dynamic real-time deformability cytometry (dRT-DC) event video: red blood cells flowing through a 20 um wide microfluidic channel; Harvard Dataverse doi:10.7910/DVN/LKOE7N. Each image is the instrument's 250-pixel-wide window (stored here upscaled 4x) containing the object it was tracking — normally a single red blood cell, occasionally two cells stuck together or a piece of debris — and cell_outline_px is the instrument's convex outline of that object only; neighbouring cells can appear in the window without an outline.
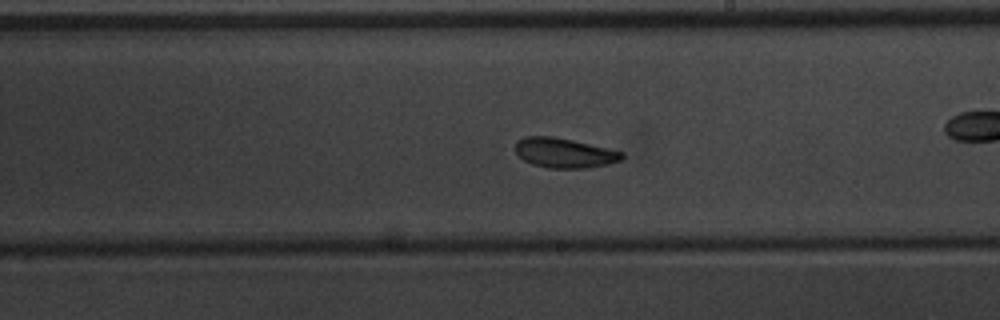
{"species": "common noctule bat (a hibernating species)", "species_latin": "Nyctalus noctula", "temperature_condition": "warm", "stored_images_in_passage": 53, "camera_frame_rate_fps": 3000, "um_per_image_px": 0.085, "animal": {"sex": "male", "body_mass_g": 20.1, "forearm_length_mm": 53.5}, "frame": {"image": 1, "passage_image": 31, "time_ms": 10.0, "image_size_px": [1000, 320], "cell_outline_px": [[624, 156], [620, 160], [608, 164], [588, 168], [548, 168], [532, 164], [524, 160], [516, 152], [516, 140], [524, 136], [552, 136], [572, 140], [608, 148], [624, 152]], "centroid_in_image_um": [47.96, 12.99], "position_along_channel_um": 241.0, "area_um2": 18.5}, "authors_computed_cell_mechanics": {"area_um2": 19.4786, "velocity_mm_per_s": 3.9349, "shape_relaxation_time_tau1_ms": 2.7321, "shape_relaxation_time_tau2_ms": 1.6434, "deformation_change_tau1": 0.0932, "deformation_change_tau2": 0.0656}}